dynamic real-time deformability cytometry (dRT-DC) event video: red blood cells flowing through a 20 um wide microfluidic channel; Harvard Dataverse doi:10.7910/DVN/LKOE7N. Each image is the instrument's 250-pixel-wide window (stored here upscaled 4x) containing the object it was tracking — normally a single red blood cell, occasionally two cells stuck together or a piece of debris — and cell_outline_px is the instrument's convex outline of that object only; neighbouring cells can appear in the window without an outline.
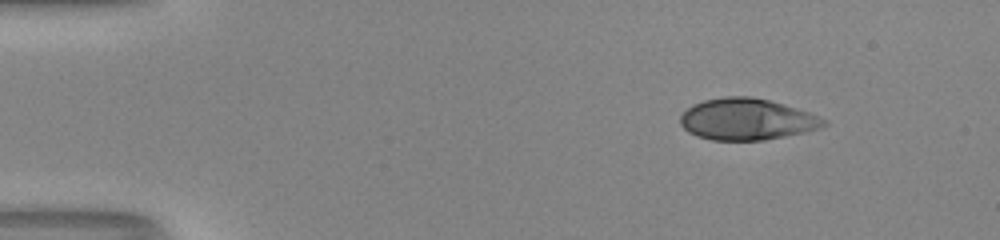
{"species": "human", "species_latin": "Homo sapiens", "temperature_condition": "room temperature", "stored_images_in_passage": 45, "camera_frame_rate_fps": 3000, "um_per_image_px": 0.085, "donor": {"sex": "male"}, "frame": {"image": 1, "passage_image": 1, "time_ms": 0.0, "image_size_px": [1000, 240], "cell_outline_px": [[828, 124], [820, 128], [804, 132], [764, 140], [712, 140], [696, 136], [688, 132], [680, 124], [680, 116], [692, 104], [704, 100], [724, 96], [752, 96], [784, 104], [808, 112], [828, 120]], "centroid_in_image_um": [63.47, 10.13], "position_along_channel_um": 21.5, "area_um2": 34.74}}
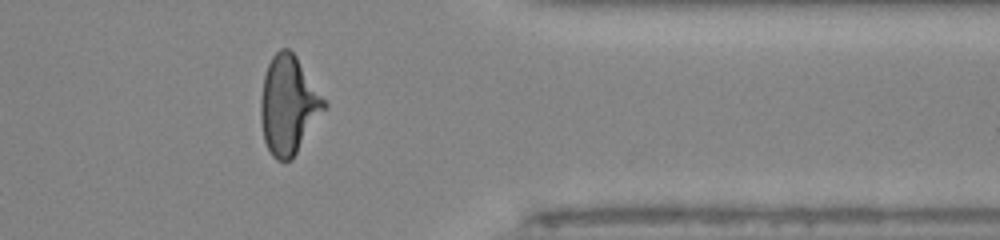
{"frame": {"image": 2, "passage_image": 36, "time_ms": 11.667, "image_size_px": [1000, 240], "cell_outline_px": [[328, 108], [292, 160], [276, 160], [272, 156], [264, 140], [260, 120], [260, 100], [264, 76], [268, 64], [272, 56], [280, 48], [288, 48], [296, 56], [328, 104]], "centroid_in_image_um": [24.54, 8.96], "position_along_channel_um": 386.9, "area_um2": 36.65}}
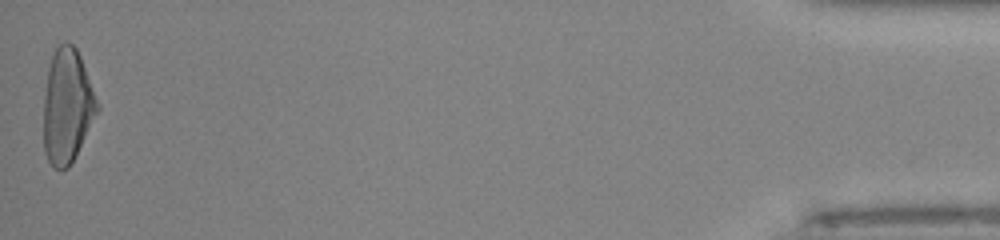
{"frame": {"image": 3, "passage_image": 45, "time_ms": 14.667, "image_size_px": [1000, 240], "cell_outline_px": [[100, 108], [68, 168], [56, 168], [48, 160], [44, 152], [44, 96], [48, 68], [52, 56], [56, 48], [64, 40], [72, 44], [76, 48], [80, 56]], "centroid_in_image_um": [5.7, 8.99], "position_along_channel_um": 429.5, "area_um2": 35.14}, "authors_computed_cell_mechanics": {"area_um2": 35.1424, "velocity_mm_per_s": 4.1515, "shape_relaxation_time_tau1_ms": 5.1571, "shape_relaxation_time_tau2_ms": null, "deformation_change_tau1": 0.2238, "deformation_change_tau2": null}}